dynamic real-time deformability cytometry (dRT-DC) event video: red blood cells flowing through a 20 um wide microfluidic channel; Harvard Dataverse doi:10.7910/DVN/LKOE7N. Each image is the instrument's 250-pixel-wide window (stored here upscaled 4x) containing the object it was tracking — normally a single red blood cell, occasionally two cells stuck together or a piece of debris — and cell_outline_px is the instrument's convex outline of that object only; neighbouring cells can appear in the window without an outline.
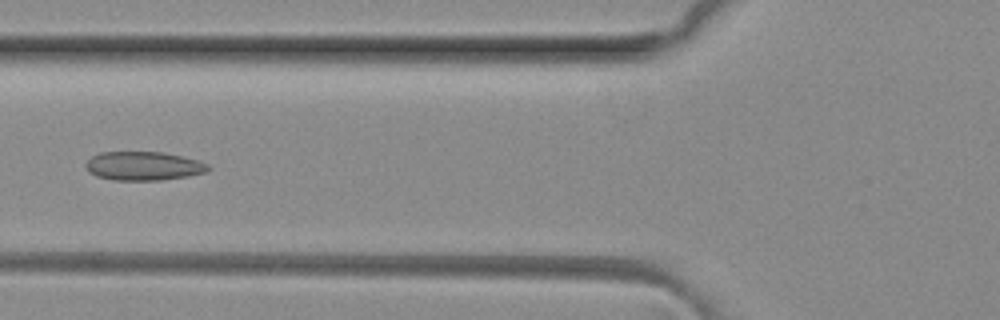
{"species": "common noctule bat (a hibernating species)", "species_latin": "Nyctalus noctula", "temperature_condition": "room temperature", "stored_images_in_passage": 4, "camera_frame_rate_fps": 3000, "um_per_image_px": 0.085, "animal": {"sex": "female", "body_mass_g": 29.2, "forearm_length_mm": 56.3}, "frame": {"image": 1, "passage_image": 3, "time_ms": 0.667, "image_size_px": [1000, 320], "cell_outline_px": [[212, 168], [208, 172], [188, 176], [160, 180], [112, 180], [96, 176], [88, 172], [84, 164], [92, 156], [100, 152], [160, 152], [200, 160], [208, 164]], "centroid_in_image_um": [12.21, 14.11], "position_along_channel_um": 113.6, "area_um2": 20.69}}
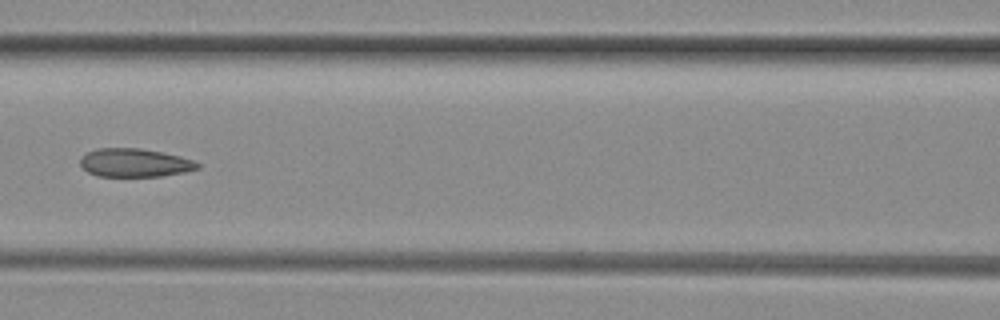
{"frame": {"image": 2, "passage_image": 4, "time_ms": 1.0, "image_size_px": [1000, 320], "cell_outline_px": [[200, 168], [184, 172], [160, 176], [96, 176], [88, 172], [80, 164], [80, 156], [96, 148], [140, 148], [180, 156], [196, 160], [200, 164]], "centroid_in_image_um": [11.45, 13.83], "position_along_channel_um": 155.1, "area_um2": 19.48}}